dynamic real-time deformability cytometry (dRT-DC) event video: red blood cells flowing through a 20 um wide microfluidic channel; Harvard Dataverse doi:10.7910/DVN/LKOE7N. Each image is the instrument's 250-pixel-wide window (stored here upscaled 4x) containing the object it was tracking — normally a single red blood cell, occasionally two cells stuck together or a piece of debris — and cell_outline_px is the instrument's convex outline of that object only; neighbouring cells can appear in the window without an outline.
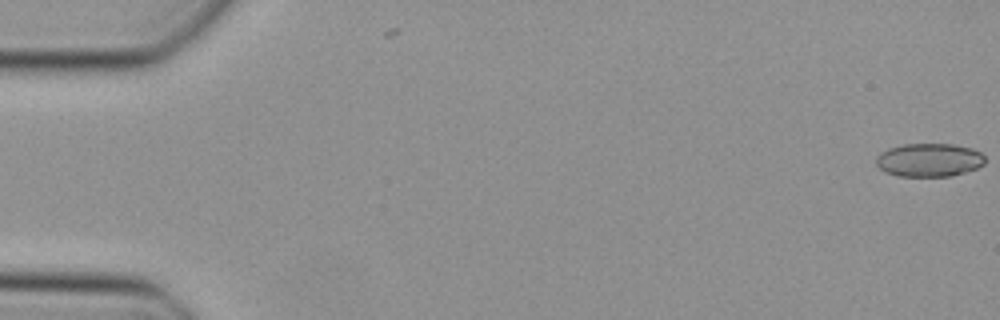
{"species": "Egyptian fruit bat (a non-hibernating species)", "species_latin": "Rousettus aegyptiacus", "temperature_condition": "cold", "stored_images_in_passage": 10, "camera_frame_rate_fps": 3000, "um_per_image_px": 0.085, "animal": {"sex": "female"}, "frame": {"image": 1, "passage_image": 1, "time_ms": 0.0, "image_size_px": [1000, 320], "cell_outline_px": [[984, 164], [976, 168], [952, 176], [896, 176], [884, 172], [876, 164], [876, 156], [880, 152], [888, 148], [904, 144], [952, 144], [972, 148], [980, 152], [984, 156]], "centroid_in_image_um": [78.94, 13.6], "position_along_channel_um": 6.1, "area_um2": 21.27}}